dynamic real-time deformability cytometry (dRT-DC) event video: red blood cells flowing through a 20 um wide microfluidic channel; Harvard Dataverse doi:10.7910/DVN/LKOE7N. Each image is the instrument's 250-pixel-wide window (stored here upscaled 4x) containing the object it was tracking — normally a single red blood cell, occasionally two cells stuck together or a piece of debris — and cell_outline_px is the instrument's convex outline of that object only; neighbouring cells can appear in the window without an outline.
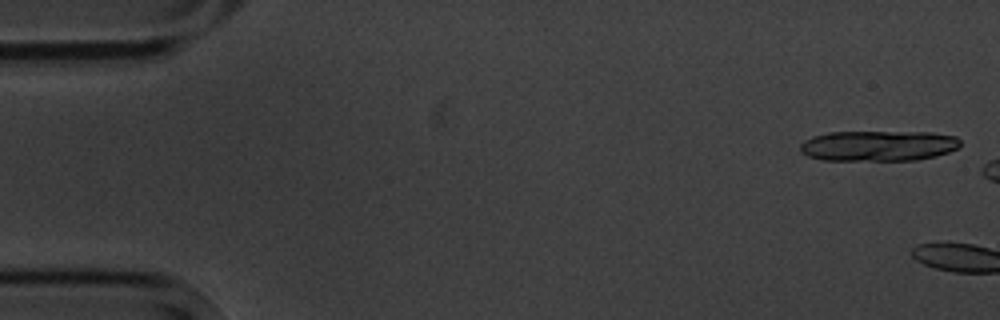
{"species": "common noctule bat (a hibernating species)", "species_latin": "Nyctalus noctula", "temperature_condition": "cold", "stored_images_in_passage": 2, "camera_frame_rate_fps": 3000, "um_per_image_px": 0.085, "animal": {"sex": "male", "body_mass_g": 20.1, "forearm_length_mm": 53.5}, "frame": {"image": 1, "passage_image": 1, "time_ms": 0.0, "image_size_px": [1000, 320], "cell_outline_px": [[960, 148], [936, 156], [916, 160], [824, 160], [808, 156], [800, 152], [800, 144], [804, 140], [812, 136], [828, 132], [932, 132], [956, 136], [960, 140]], "centroid_in_image_um": [74.67, 12.39], "position_along_channel_um": 10.3, "area_um2": 28.73}}